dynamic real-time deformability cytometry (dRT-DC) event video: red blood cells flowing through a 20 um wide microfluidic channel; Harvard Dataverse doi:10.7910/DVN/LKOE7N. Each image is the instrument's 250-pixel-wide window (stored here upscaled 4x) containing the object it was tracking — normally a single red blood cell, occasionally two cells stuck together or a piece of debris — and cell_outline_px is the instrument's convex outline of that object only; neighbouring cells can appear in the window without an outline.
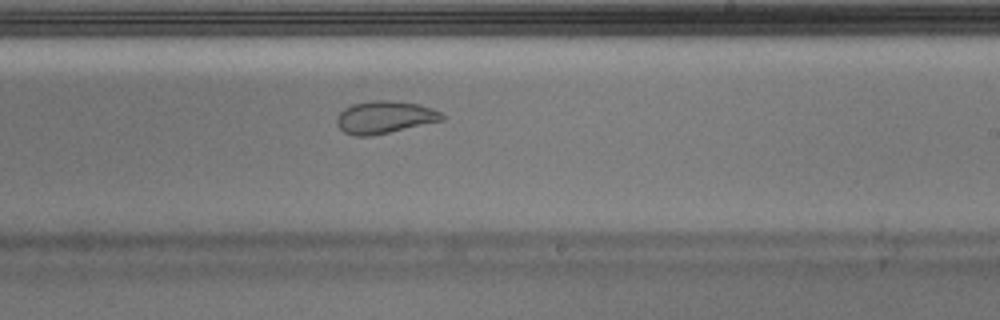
{"species": "Egyptian fruit bat (a non-hibernating species)", "species_latin": "Rousettus aegyptiacus", "temperature_condition": "warm", "stored_images_in_passage": 48, "camera_frame_rate_fps": 3000, "um_per_image_px": 0.085, "animal": {"sex": "male"}, "frame": {"image": 1, "passage_image": 28, "time_ms": 9.0, "image_size_px": [1000, 320], "cell_outline_px": [[444, 120], [372, 136], [356, 136], [344, 132], [336, 124], [336, 116], [344, 108], [352, 104], [372, 100], [388, 100], [416, 104], [432, 108], [440, 112], [444, 116]], "centroid_in_image_um": [32.66, 9.97], "position_along_channel_um": 256.3, "area_um2": 19.88}}
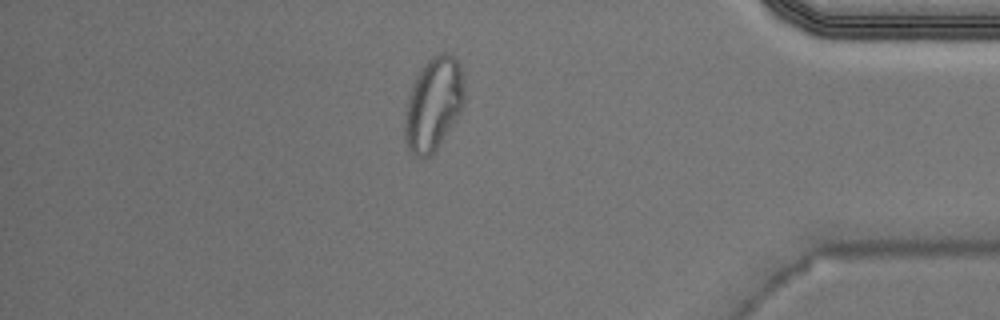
{"frame": {"image": 2, "passage_image": 41, "time_ms": 13.333, "image_size_px": [1000, 320], "cell_outline_px": [[464, 104], [452, 124], [436, 148], [428, 156], [416, 156], [408, 148], [404, 140], [404, 112], [416, 76], [428, 60], [432, 56], [440, 52], [448, 52], [456, 60], [460, 68], [464, 84]], "centroid_in_image_um": [36.83, 8.82], "position_along_channel_um": 398.4, "area_um2": 31.73}, "authors_computed_cell_mechanics": {"area_um2": 21.4149, "velocity_mm_per_s": 3.9942, "shape_relaxation_time_tau1_ms": null, "shape_relaxation_time_tau2_ms": 0.7783, "deformation_change_tau1": null, "deformation_change_tau2": 0.0504}}